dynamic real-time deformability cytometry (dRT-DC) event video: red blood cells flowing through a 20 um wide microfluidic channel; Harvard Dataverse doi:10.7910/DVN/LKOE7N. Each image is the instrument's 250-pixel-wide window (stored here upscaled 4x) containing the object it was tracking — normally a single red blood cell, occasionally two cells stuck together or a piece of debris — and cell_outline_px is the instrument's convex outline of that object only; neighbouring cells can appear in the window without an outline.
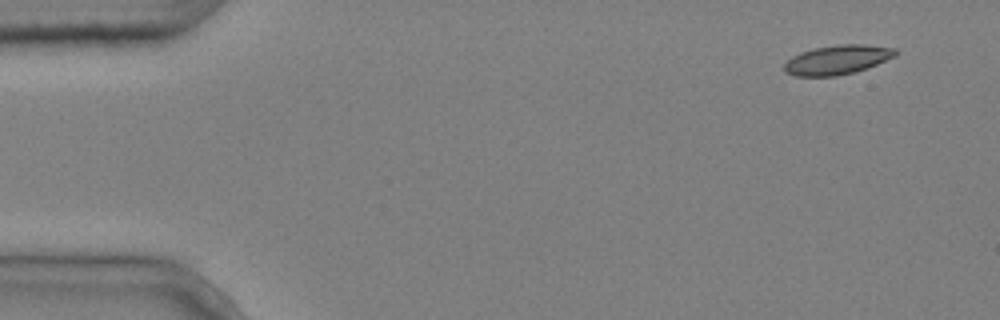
{"species": "common noctule bat (a hibernating species)", "species_latin": "Nyctalus noctula", "temperature_condition": "cold", "stored_images_in_passage": 5, "camera_frame_rate_fps": 3000, "um_per_image_px": 0.085, "animal": {"sex": "male", "body_mass_g": 20.4}, "frame": {"image": 1, "passage_image": 1, "time_ms": 0.0, "image_size_px": [1000, 320], "cell_outline_px": [[900, 52], [896, 56], [876, 64], [852, 72], [836, 76], [796, 76], [784, 72], [784, 64], [792, 56], [800, 52], [816, 48], [840, 44], [868, 44], [896, 48]], "centroid_in_image_um": [71.19, 5.07], "position_along_channel_um": 13.8, "area_um2": 18.96}}
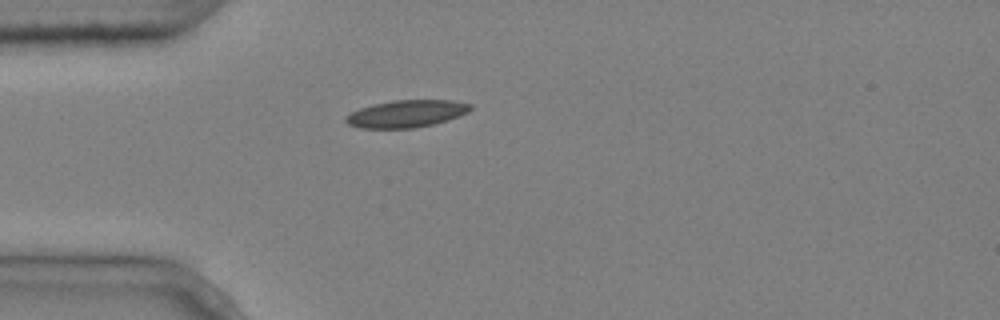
{"frame": {"image": 2, "passage_image": 4, "time_ms": 1.0, "image_size_px": [1000, 320], "cell_outline_px": [[472, 108], [468, 112], [448, 120], [416, 128], [360, 128], [348, 124], [344, 120], [344, 116], [360, 108], [372, 104], [392, 100], [452, 100], [472, 104]], "centroid_in_image_um": [34.53, 9.66], "position_along_channel_um": 50.5, "area_um2": 19.88}}